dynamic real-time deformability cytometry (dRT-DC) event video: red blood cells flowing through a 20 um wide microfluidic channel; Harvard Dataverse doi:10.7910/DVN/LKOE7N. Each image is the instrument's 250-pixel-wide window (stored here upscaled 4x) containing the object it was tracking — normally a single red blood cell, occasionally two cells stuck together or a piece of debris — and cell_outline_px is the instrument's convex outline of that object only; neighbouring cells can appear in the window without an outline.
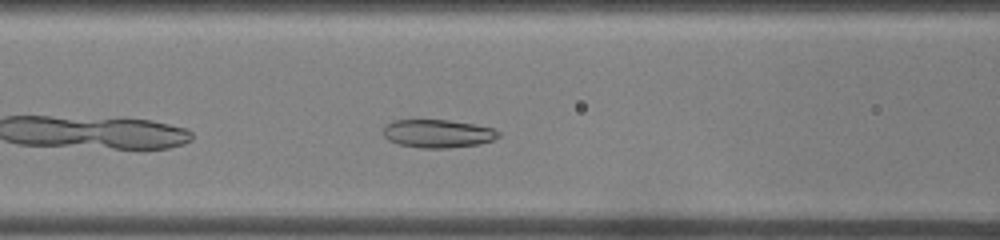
{"species": "common noctule bat (a hibernating species)", "species_latin": "Nyctalus noctula", "temperature_condition": "room temperature", "stored_images_in_passage": 35, "camera_frame_rate_fps": 3000, "um_per_image_px": 0.085, "animal": {"sex": "female", "body_mass_g": 22.0, "forearm_length_mm": 56.7}, "frame": {"image": 1, "passage_image": 7, "time_ms": 2.0, "image_size_px": [1000, 240], "cell_outline_px": [[500, 136], [492, 140], [480, 144], [448, 148], [420, 148], [396, 144], [388, 140], [384, 136], [384, 124], [392, 120], [448, 120], [472, 124], [492, 128], [500, 132]], "centroid_in_image_um": [37.17, 11.36], "position_along_channel_um": 129.4, "area_um2": 19.02}}
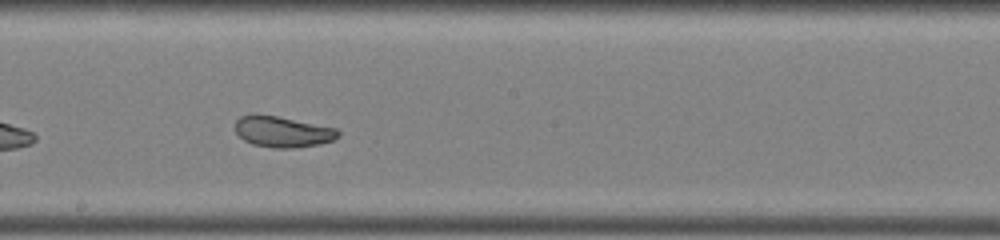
{"frame": {"image": 2, "passage_image": 14, "time_ms": 4.333, "image_size_px": [1000, 240], "cell_outline_px": [[340, 136], [332, 140], [320, 144], [296, 148], [272, 148], [252, 144], [244, 140], [236, 132], [236, 120], [240, 116], [252, 112], [276, 116], [336, 128], [340, 132]], "centroid_in_image_um": [23.99, 11.19], "position_along_channel_um": 224.2, "area_um2": 18.73}}
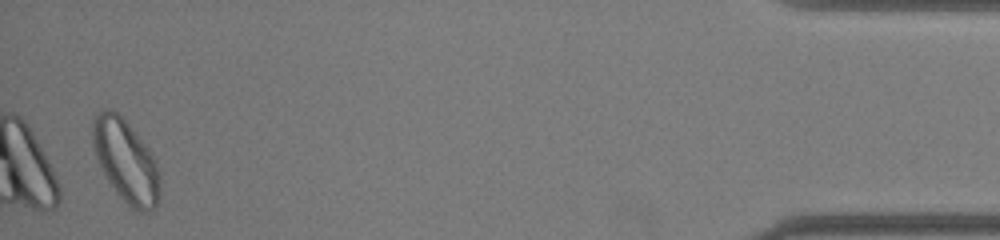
{"frame": {"image": 3, "passage_image": 34, "time_ms": 11.0, "image_size_px": [1000, 240], "cell_outline_px": [[160, 196], [156, 208], [148, 212], [140, 212], [132, 208], [116, 192], [104, 176], [96, 160], [92, 148], [92, 116], [108, 108], [116, 112], [132, 128], [148, 148], [156, 164], [160, 176]], "centroid_in_image_um": [10.67, 13.7], "position_along_channel_um": 424.5, "area_um2": 32.54}, "authors_computed_cell_mechanics": {"area_um2": 20.3456, "velocity_mm_per_s": 4.0731, "shape_relaxation_time_tau1_ms": 3.2109, "shape_relaxation_time_tau2_ms": 1.3264, "deformation_change_tau1": 0.0964, "deformation_change_tau2": 0.0497}}